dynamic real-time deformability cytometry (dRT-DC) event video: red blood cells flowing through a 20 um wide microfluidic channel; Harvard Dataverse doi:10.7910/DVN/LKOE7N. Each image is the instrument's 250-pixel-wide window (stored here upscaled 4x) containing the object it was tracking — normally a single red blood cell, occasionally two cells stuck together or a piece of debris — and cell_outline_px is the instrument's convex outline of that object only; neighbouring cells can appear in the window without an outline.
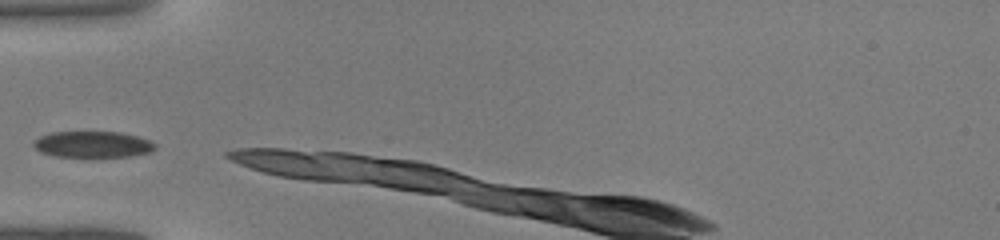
{"species": "common noctule bat (a hibernating species)", "species_latin": "Nyctalus noctula", "temperature_condition": "warm", "stored_images_in_passage": 8, "camera_frame_rate_fps": 3000, "um_per_image_px": 0.085, "animal": {"sex": "male", "body_mass_g": 19.0, "forearm_length_mm": 50.8}, "frame": {"image": 1, "passage_image": 1, "time_ms": 0.0, "image_size_px": [1000, 240], "cell_outline_px": [[156, 148], [152, 152], [128, 156], [56, 156], [40, 152], [32, 144], [40, 136], [52, 132], [120, 132], [136, 136], [148, 140], [156, 144]], "centroid_in_image_um": [7.89, 12.26], "position_along_channel_um": 77.1, "area_um2": 18.32}}
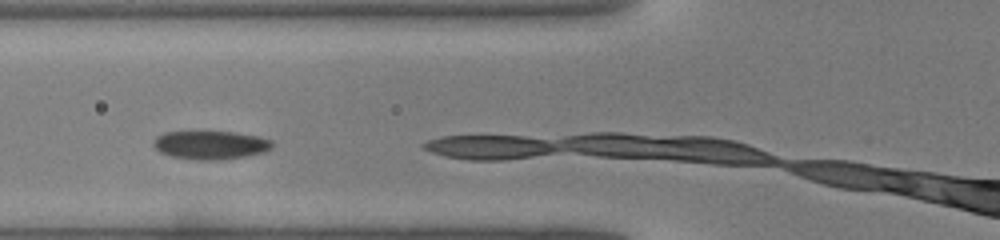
{"frame": {"image": 2, "passage_image": 3, "time_ms": 0.667, "image_size_px": [1000, 240], "cell_outline_px": [[272, 148], [264, 152], [244, 156], [220, 160], [200, 160], [172, 156], [160, 152], [152, 144], [152, 140], [156, 136], [164, 132], [232, 132], [256, 136], [272, 140]], "centroid_in_image_um": [17.87, 12.32], "position_along_channel_um": 107.9, "area_um2": 19.54}}